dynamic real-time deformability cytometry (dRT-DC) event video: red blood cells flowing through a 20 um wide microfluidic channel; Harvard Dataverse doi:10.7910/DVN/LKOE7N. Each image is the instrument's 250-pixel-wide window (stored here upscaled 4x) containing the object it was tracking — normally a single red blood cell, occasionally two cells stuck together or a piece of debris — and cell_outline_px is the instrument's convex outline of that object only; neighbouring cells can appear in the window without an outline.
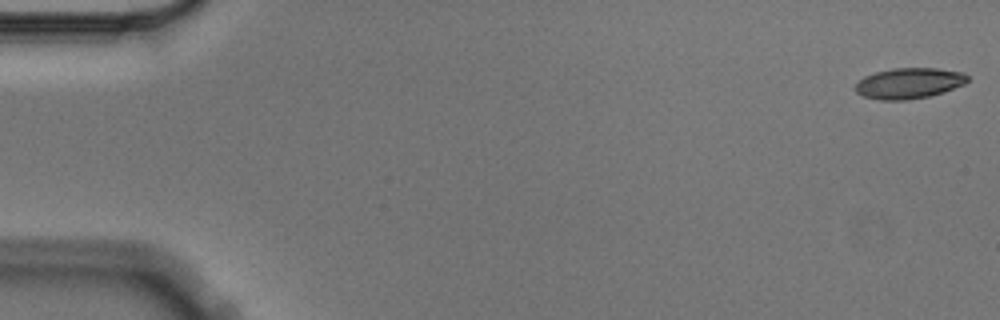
{"species": "Egyptian fruit bat (a non-hibernating species)", "species_latin": "Rousettus aegyptiacus", "temperature_condition": "cold", "stored_images_in_passage": 6, "camera_frame_rate_fps": 3000, "um_per_image_px": 0.085, "animal": {"sex": "male"}, "frame": {"image": 1, "passage_image": 1, "time_ms": 0.0, "image_size_px": [1000, 320], "cell_outline_px": [[968, 80], [964, 84], [944, 92], [928, 96], [908, 100], [880, 100], [864, 96], [856, 92], [852, 88], [864, 76], [876, 72], [892, 68], [936, 68], [964, 72], [968, 76]], "centroid_in_image_um": [77.26, 7.07], "position_along_channel_um": 7.7, "area_um2": 20.17}}
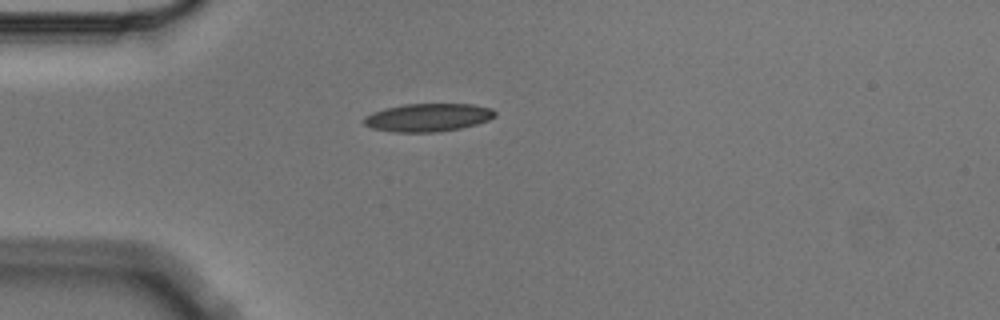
{"frame": {"image": 2, "passage_image": 5, "time_ms": 1.333, "image_size_px": [1000, 320], "cell_outline_px": [[496, 116], [488, 120], [476, 124], [460, 128], [436, 132], [392, 132], [372, 128], [364, 124], [364, 116], [372, 112], [384, 108], [404, 104], [472, 104], [492, 108], [496, 112]], "centroid_in_image_um": [36.37, 9.98], "position_along_channel_um": 48.6, "area_um2": 21.5}}